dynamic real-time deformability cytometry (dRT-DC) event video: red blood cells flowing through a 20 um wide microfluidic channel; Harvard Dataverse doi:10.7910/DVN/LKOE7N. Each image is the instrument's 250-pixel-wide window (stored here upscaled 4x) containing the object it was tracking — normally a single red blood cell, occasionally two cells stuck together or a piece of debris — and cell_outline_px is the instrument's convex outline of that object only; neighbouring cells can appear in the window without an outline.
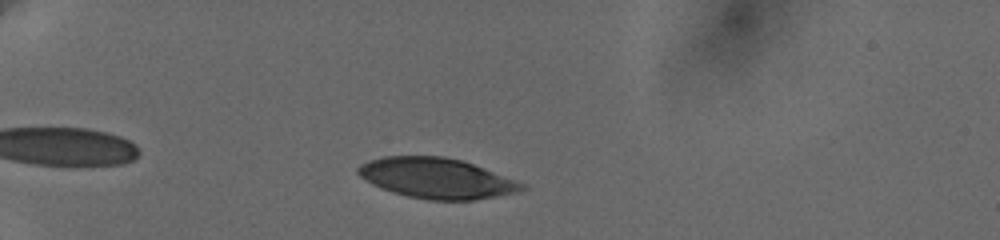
{"species": "human", "species_latin": "Homo sapiens", "temperature_condition": "cold", "stored_images_in_passage": 43, "camera_frame_rate_fps": 3000, "um_per_image_px": 0.085, "donor": {"sex": "female"}, "frame": {"image": 1, "passage_image": 8, "time_ms": 2.333, "image_size_px": [1000, 240], "cell_outline_px": [[528, 188], [516, 192], [496, 196], [472, 200], [428, 200], [408, 196], [380, 188], [372, 184], [360, 176], [356, 172], [356, 168], [360, 164], [368, 160], [384, 156], [444, 156], [464, 160], [524, 184]], "centroid_in_image_um": [37.07, 15.14], "position_along_channel_um": 47.9, "area_um2": 38.44}}
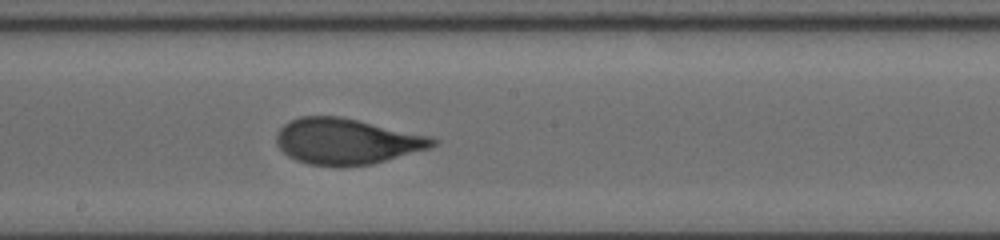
{"frame": {"image": 2, "passage_image": 26, "time_ms": 8.333, "image_size_px": [1000, 240], "cell_outline_px": [[436, 144], [428, 148], [372, 164], [340, 168], [336, 168], [308, 164], [296, 160], [288, 156], [276, 144], [276, 132], [288, 120], [300, 116], [340, 116], [428, 136], [436, 140]], "centroid_in_image_um": [29.37, 12.03], "position_along_channel_um": 218.8, "area_um2": 41.79}}
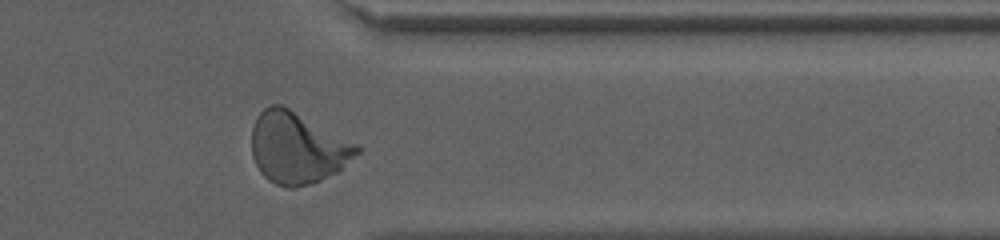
{"frame": {"image": 3, "passage_image": 40, "time_ms": 13.0, "image_size_px": [1000, 240], "cell_outline_px": [[360, 152], [336, 172], [320, 180], [296, 188], [288, 188], [276, 184], [268, 180], [260, 172], [252, 156], [252, 128], [256, 116], [264, 108], [272, 104], [280, 104], [288, 108], [356, 144], [360, 148]], "centroid_in_image_um": [25.23, 12.58], "position_along_channel_um": 386.2, "area_um2": 43.12}, "authors_computed_cell_mechanics": {"area_um2": 40.8646, "velocity_mm_per_s": 3.6273, "shape_relaxation_time_tau1_ms": 4.6378, "shape_relaxation_time_tau2_ms": null, "deformation_change_tau1": 0.1849, "deformation_change_tau2": null}}